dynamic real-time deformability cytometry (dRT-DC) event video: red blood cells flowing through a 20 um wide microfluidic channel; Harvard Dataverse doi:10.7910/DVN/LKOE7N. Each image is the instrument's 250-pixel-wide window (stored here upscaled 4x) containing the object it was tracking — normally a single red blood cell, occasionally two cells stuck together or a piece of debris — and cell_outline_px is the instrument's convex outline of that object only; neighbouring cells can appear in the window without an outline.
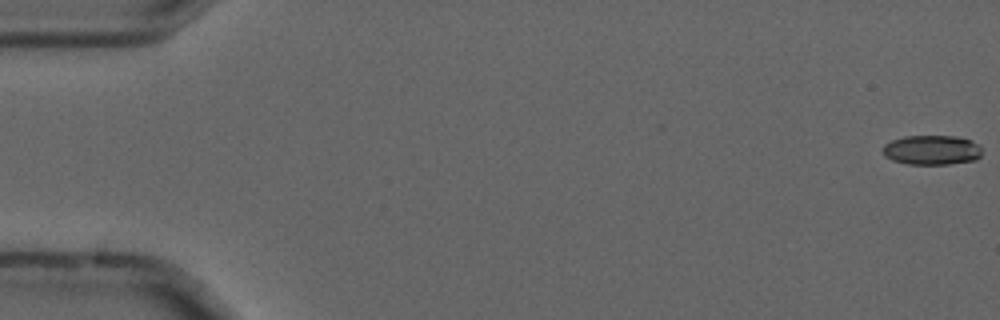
{"species": "common noctule bat (a hibernating species)", "species_latin": "Nyctalus noctula", "temperature_condition": "cold", "stored_images_in_passage": 56, "camera_frame_rate_fps": 3000, "um_per_image_px": 0.085, "animal": {"sex": "male", "forearm_length_mm": 52.5}, "frame": {"image": 1, "passage_image": 1, "time_ms": 0.0, "image_size_px": [1000, 320], "cell_outline_px": [[980, 156], [976, 160], [948, 164], [908, 164], [892, 160], [884, 156], [884, 144], [892, 140], [904, 136], [956, 136], [972, 140], [980, 144]], "centroid_in_image_um": [79.22, 12.74], "position_along_channel_um": 5.8, "area_um2": 17.17}}
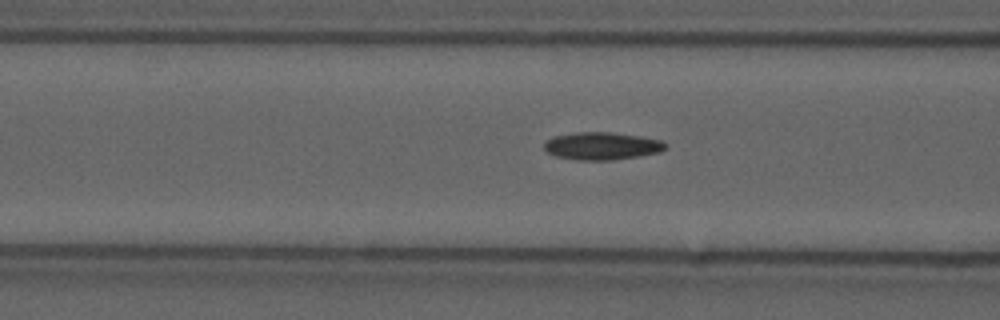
{"frame": {"image": 2, "passage_image": 22, "time_ms": 7.0, "image_size_px": [1000, 320], "cell_outline_px": [[668, 148], [660, 152], [640, 156], [612, 160], [576, 160], [556, 156], [548, 152], [544, 148], [544, 144], [552, 136], [576, 132], [612, 132], [640, 136], [660, 140], [668, 144]], "centroid_in_image_um": [51.19, 12.4], "position_along_channel_um": 115.4, "area_um2": 19.65}}
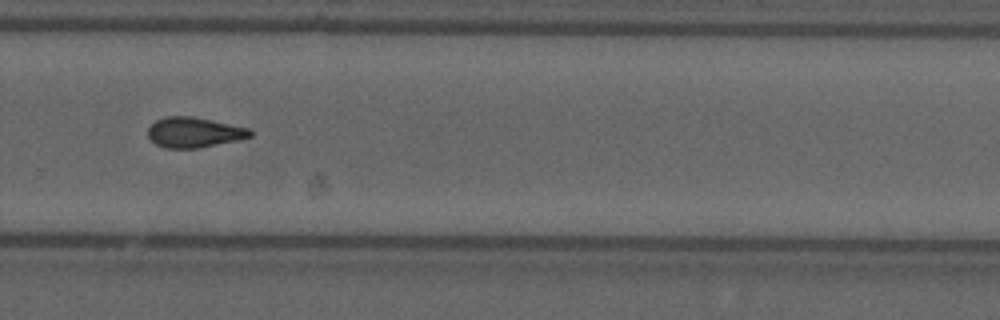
{"frame": {"image": 3, "passage_image": 38, "time_ms": 12.333, "image_size_px": [1000, 320], "cell_outline_px": [[256, 132], [252, 136], [236, 140], [196, 148], [164, 148], [156, 144], [148, 136], [148, 128], [156, 120], [164, 116], [192, 116], [252, 128]], "centroid_in_image_um": [16.53, 11.23], "position_along_channel_um": 313.3, "area_um2": 18.09}, "authors_computed_cell_mechanics": {"area_um2": 17.9758, "velocity_mm_per_s": 3.7158, "shape_relaxation_time_tau1_ms": 6.5739, "shape_relaxation_time_tau2_ms": 3.3638, "deformation_change_tau1": 0.1613, "deformation_change_tau2": 0.1207}}